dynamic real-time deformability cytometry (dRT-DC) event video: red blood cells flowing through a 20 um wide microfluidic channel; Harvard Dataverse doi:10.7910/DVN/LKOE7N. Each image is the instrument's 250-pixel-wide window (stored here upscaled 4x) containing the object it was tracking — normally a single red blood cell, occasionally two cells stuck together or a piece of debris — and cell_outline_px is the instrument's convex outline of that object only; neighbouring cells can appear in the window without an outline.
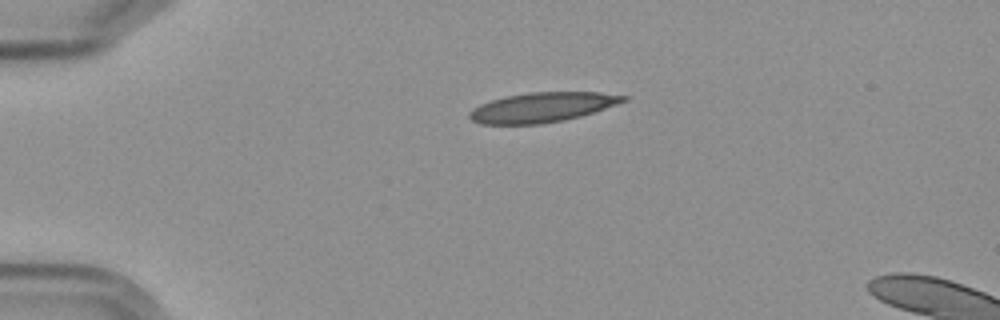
{"species": "Egyptian fruit bat (a non-hibernating species)", "species_latin": "Rousettus aegyptiacus", "temperature_condition": "cold", "stored_images_in_passage": 3, "camera_frame_rate_fps": 3000, "um_per_image_px": 0.085, "frame": {"image": 1, "passage_image": 1, "time_ms": 0.0, "image_size_px": [1000, 320], "cell_outline_px": [[628, 100], [580, 116], [564, 120], [540, 124], [480, 124], [472, 120], [468, 116], [468, 112], [472, 108], [480, 104], [504, 96], [528, 92], [600, 92], [628, 96]], "centroid_in_image_um": [46.05, 9.11], "position_along_channel_um": 39.0, "area_um2": 26.65}}